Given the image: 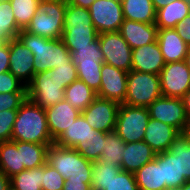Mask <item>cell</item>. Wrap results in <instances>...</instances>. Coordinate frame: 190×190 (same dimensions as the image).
<instances>
[{
    "instance_id": "1",
    "label": "cell",
    "mask_w": 190,
    "mask_h": 190,
    "mask_svg": "<svg viewBox=\"0 0 190 190\" xmlns=\"http://www.w3.org/2000/svg\"><path fill=\"white\" fill-rule=\"evenodd\" d=\"M11 141L53 144L45 109L26 99L17 110Z\"/></svg>"
},
{
    "instance_id": "2",
    "label": "cell",
    "mask_w": 190,
    "mask_h": 190,
    "mask_svg": "<svg viewBox=\"0 0 190 190\" xmlns=\"http://www.w3.org/2000/svg\"><path fill=\"white\" fill-rule=\"evenodd\" d=\"M34 57V74L71 63V53L61 39H48L21 30L17 37Z\"/></svg>"
},
{
    "instance_id": "3",
    "label": "cell",
    "mask_w": 190,
    "mask_h": 190,
    "mask_svg": "<svg viewBox=\"0 0 190 190\" xmlns=\"http://www.w3.org/2000/svg\"><path fill=\"white\" fill-rule=\"evenodd\" d=\"M97 37L89 9L67 2L61 38L67 49L90 47Z\"/></svg>"
},
{
    "instance_id": "4",
    "label": "cell",
    "mask_w": 190,
    "mask_h": 190,
    "mask_svg": "<svg viewBox=\"0 0 190 190\" xmlns=\"http://www.w3.org/2000/svg\"><path fill=\"white\" fill-rule=\"evenodd\" d=\"M47 164L55 168L66 180L92 183L93 162L86 160L74 148L53 143L47 152Z\"/></svg>"
},
{
    "instance_id": "5",
    "label": "cell",
    "mask_w": 190,
    "mask_h": 190,
    "mask_svg": "<svg viewBox=\"0 0 190 190\" xmlns=\"http://www.w3.org/2000/svg\"><path fill=\"white\" fill-rule=\"evenodd\" d=\"M67 0H41L25 31L48 39H61Z\"/></svg>"
},
{
    "instance_id": "6",
    "label": "cell",
    "mask_w": 190,
    "mask_h": 190,
    "mask_svg": "<svg viewBox=\"0 0 190 190\" xmlns=\"http://www.w3.org/2000/svg\"><path fill=\"white\" fill-rule=\"evenodd\" d=\"M69 51L78 79L97 92L101 86V66L104 63L99 37L91 42L90 47L71 48Z\"/></svg>"
},
{
    "instance_id": "7",
    "label": "cell",
    "mask_w": 190,
    "mask_h": 190,
    "mask_svg": "<svg viewBox=\"0 0 190 190\" xmlns=\"http://www.w3.org/2000/svg\"><path fill=\"white\" fill-rule=\"evenodd\" d=\"M162 96L160 76L135 70L128 72L127 91L123 104L148 107Z\"/></svg>"
},
{
    "instance_id": "8",
    "label": "cell",
    "mask_w": 190,
    "mask_h": 190,
    "mask_svg": "<svg viewBox=\"0 0 190 190\" xmlns=\"http://www.w3.org/2000/svg\"><path fill=\"white\" fill-rule=\"evenodd\" d=\"M149 118L147 107L120 104L114 131L125 143L143 141Z\"/></svg>"
},
{
    "instance_id": "9",
    "label": "cell",
    "mask_w": 190,
    "mask_h": 190,
    "mask_svg": "<svg viewBox=\"0 0 190 190\" xmlns=\"http://www.w3.org/2000/svg\"><path fill=\"white\" fill-rule=\"evenodd\" d=\"M65 87L51 70L34 74L32 81L27 85V99L42 108L56 105L64 100Z\"/></svg>"
},
{
    "instance_id": "10",
    "label": "cell",
    "mask_w": 190,
    "mask_h": 190,
    "mask_svg": "<svg viewBox=\"0 0 190 190\" xmlns=\"http://www.w3.org/2000/svg\"><path fill=\"white\" fill-rule=\"evenodd\" d=\"M149 116L176 128L180 133H187L190 121L186 115L182 98L160 96L148 107Z\"/></svg>"
},
{
    "instance_id": "11",
    "label": "cell",
    "mask_w": 190,
    "mask_h": 190,
    "mask_svg": "<svg viewBox=\"0 0 190 190\" xmlns=\"http://www.w3.org/2000/svg\"><path fill=\"white\" fill-rule=\"evenodd\" d=\"M98 37L104 63L129 72L132 67V48L121 33L119 31L104 32L98 34Z\"/></svg>"
},
{
    "instance_id": "12",
    "label": "cell",
    "mask_w": 190,
    "mask_h": 190,
    "mask_svg": "<svg viewBox=\"0 0 190 190\" xmlns=\"http://www.w3.org/2000/svg\"><path fill=\"white\" fill-rule=\"evenodd\" d=\"M88 9L98 34L120 30L124 21L121 0H95Z\"/></svg>"
},
{
    "instance_id": "13",
    "label": "cell",
    "mask_w": 190,
    "mask_h": 190,
    "mask_svg": "<svg viewBox=\"0 0 190 190\" xmlns=\"http://www.w3.org/2000/svg\"><path fill=\"white\" fill-rule=\"evenodd\" d=\"M159 76L163 96L182 98L190 90V71L185 61L165 64Z\"/></svg>"
},
{
    "instance_id": "14",
    "label": "cell",
    "mask_w": 190,
    "mask_h": 190,
    "mask_svg": "<svg viewBox=\"0 0 190 190\" xmlns=\"http://www.w3.org/2000/svg\"><path fill=\"white\" fill-rule=\"evenodd\" d=\"M120 104L101 97H96L81 114L93 129L101 132H113Z\"/></svg>"
},
{
    "instance_id": "15",
    "label": "cell",
    "mask_w": 190,
    "mask_h": 190,
    "mask_svg": "<svg viewBox=\"0 0 190 190\" xmlns=\"http://www.w3.org/2000/svg\"><path fill=\"white\" fill-rule=\"evenodd\" d=\"M128 72L103 63L101 66V86L98 97L123 104L127 91Z\"/></svg>"
},
{
    "instance_id": "16",
    "label": "cell",
    "mask_w": 190,
    "mask_h": 190,
    "mask_svg": "<svg viewBox=\"0 0 190 190\" xmlns=\"http://www.w3.org/2000/svg\"><path fill=\"white\" fill-rule=\"evenodd\" d=\"M34 57L32 51L17 38L10 41L9 72L26 86L34 76Z\"/></svg>"
},
{
    "instance_id": "17",
    "label": "cell",
    "mask_w": 190,
    "mask_h": 190,
    "mask_svg": "<svg viewBox=\"0 0 190 190\" xmlns=\"http://www.w3.org/2000/svg\"><path fill=\"white\" fill-rule=\"evenodd\" d=\"M45 112L48 129L54 142L81 114L78 109L72 107L65 99L59 101L56 105L45 108Z\"/></svg>"
},
{
    "instance_id": "18",
    "label": "cell",
    "mask_w": 190,
    "mask_h": 190,
    "mask_svg": "<svg viewBox=\"0 0 190 190\" xmlns=\"http://www.w3.org/2000/svg\"><path fill=\"white\" fill-rule=\"evenodd\" d=\"M165 64L157 41L132 49L131 70L159 75Z\"/></svg>"
},
{
    "instance_id": "19",
    "label": "cell",
    "mask_w": 190,
    "mask_h": 190,
    "mask_svg": "<svg viewBox=\"0 0 190 190\" xmlns=\"http://www.w3.org/2000/svg\"><path fill=\"white\" fill-rule=\"evenodd\" d=\"M179 134L180 132L173 126L149 118L143 141L158 154L169 150Z\"/></svg>"
},
{
    "instance_id": "20",
    "label": "cell",
    "mask_w": 190,
    "mask_h": 190,
    "mask_svg": "<svg viewBox=\"0 0 190 190\" xmlns=\"http://www.w3.org/2000/svg\"><path fill=\"white\" fill-rule=\"evenodd\" d=\"M119 32L128 45L135 49L157 41L158 28L155 23L124 19Z\"/></svg>"
},
{
    "instance_id": "21",
    "label": "cell",
    "mask_w": 190,
    "mask_h": 190,
    "mask_svg": "<svg viewBox=\"0 0 190 190\" xmlns=\"http://www.w3.org/2000/svg\"><path fill=\"white\" fill-rule=\"evenodd\" d=\"M157 42L166 64L185 60L189 46L175 28L158 29Z\"/></svg>"
},
{
    "instance_id": "22",
    "label": "cell",
    "mask_w": 190,
    "mask_h": 190,
    "mask_svg": "<svg viewBox=\"0 0 190 190\" xmlns=\"http://www.w3.org/2000/svg\"><path fill=\"white\" fill-rule=\"evenodd\" d=\"M156 154L145 141L125 143L122 153V171L135 173L142 166L154 160Z\"/></svg>"
},
{
    "instance_id": "23",
    "label": "cell",
    "mask_w": 190,
    "mask_h": 190,
    "mask_svg": "<svg viewBox=\"0 0 190 190\" xmlns=\"http://www.w3.org/2000/svg\"><path fill=\"white\" fill-rule=\"evenodd\" d=\"M139 190H167L162 183V152L156 154L154 160L142 166L135 173Z\"/></svg>"
},
{
    "instance_id": "24",
    "label": "cell",
    "mask_w": 190,
    "mask_h": 190,
    "mask_svg": "<svg viewBox=\"0 0 190 190\" xmlns=\"http://www.w3.org/2000/svg\"><path fill=\"white\" fill-rule=\"evenodd\" d=\"M190 14V0H175L156 10L155 25L158 29L175 28Z\"/></svg>"
},
{
    "instance_id": "25",
    "label": "cell",
    "mask_w": 190,
    "mask_h": 190,
    "mask_svg": "<svg viewBox=\"0 0 190 190\" xmlns=\"http://www.w3.org/2000/svg\"><path fill=\"white\" fill-rule=\"evenodd\" d=\"M95 131L80 114L54 143L61 147L75 148L79 143L89 140Z\"/></svg>"
},
{
    "instance_id": "26",
    "label": "cell",
    "mask_w": 190,
    "mask_h": 190,
    "mask_svg": "<svg viewBox=\"0 0 190 190\" xmlns=\"http://www.w3.org/2000/svg\"><path fill=\"white\" fill-rule=\"evenodd\" d=\"M23 170L25 166H21V142H0V172L10 178Z\"/></svg>"
},
{
    "instance_id": "27",
    "label": "cell",
    "mask_w": 190,
    "mask_h": 190,
    "mask_svg": "<svg viewBox=\"0 0 190 190\" xmlns=\"http://www.w3.org/2000/svg\"><path fill=\"white\" fill-rule=\"evenodd\" d=\"M124 19L141 23H155L156 10L152 0H121Z\"/></svg>"
},
{
    "instance_id": "28",
    "label": "cell",
    "mask_w": 190,
    "mask_h": 190,
    "mask_svg": "<svg viewBox=\"0 0 190 190\" xmlns=\"http://www.w3.org/2000/svg\"><path fill=\"white\" fill-rule=\"evenodd\" d=\"M96 97L97 93L79 79L72 82L64 91V99L80 112L84 111Z\"/></svg>"
},
{
    "instance_id": "29",
    "label": "cell",
    "mask_w": 190,
    "mask_h": 190,
    "mask_svg": "<svg viewBox=\"0 0 190 190\" xmlns=\"http://www.w3.org/2000/svg\"><path fill=\"white\" fill-rule=\"evenodd\" d=\"M178 159L179 178L190 181V135L180 133L168 150Z\"/></svg>"
},
{
    "instance_id": "30",
    "label": "cell",
    "mask_w": 190,
    "mask_h": 190,
    "mask_svg": "<svg viewBox=\"0 0 190 190\" xmlns=\"http://www.w3.org/2000/svg\"><path fill=\"white\" fill-rule=\"evenodd\" d=\"M52 144L21 142V166L25 169H35L47 161V152Z\"/></svg>"
},
{
    "instance_id": "31",
    "label": "cell",
    "mask_w": 190,
    "mask_h": 190,
    "mask_svg": "<svg viewBox=\"0 0 190 190\" xmlns=\"http://www.w3.org/2000/svg\"><path fill=\"white\" fill-rule=\"evenodd\" d=\"M102 149L99 159L102 163L121 167L125 141L115 131L105 134V142Z\"/></svg>"
},
{
    "instance_id": "32",
    "label": "cell",
    "mask_w": 190,
    "mask_h": 190,
    "mask_svg": "<svg viewBox=\"0 0 190 190\" xmlns=\"http://www.w3.org/2000/svg\"><path fill=\"white\" fill-rule=\"evenodd\" d=\"M20 31L10 1H0V42L9 43L12 39H17Z\"/></svg>"
},
{
    "instance_id": "33",
    "label": "cell",
    "mask_w": 190,
    "mask_h": 190,
    "mask_svg": "<svg viewBox=\"0 0 190 190\" xmlns=\"http://www.w3.org/2000/svg\"><path fill=\"white\" fill-rule=\"evenodd\" d=\"M44 165L35 169H25L10 177L12 190H42Z\"/></svg>"
},
{
    "instance_id": "34",
    "label": "cell",
    "mask_w": 190,
    "mask_h": 190,
    "mask_svg": "<svg viewBox=\"0 0 190 190\" xmlns=\"http://www.w3.org/2000/svg\"><path fill=\"white\" fill-rule=\"evenodd\" d=\"M187 180L179 178L178 159L168 150L162 152V183L167 188H180Z\"/></svg>"
},
{
    "instance_id": "35",
    "label": "cell",
    "mask_w": 190,
    "mask_h": 190,
    "mask_svg": "<svg viewBox=\"0 0 190 190\" xmlns=\"http://www.w3.org/2000/svg\"><path fill=\"white\" fill-rule=\"evenodd\" d=\"M13 14L15 16V21L17 26L21 30L25 28L30 23L33 16L38 11V5L41 0H9Z\"/></svg>"
},
{
    "instance_id": "36",
    "label": "cell",
    "mask_w": 190,
    "mask_h": 190,
    "mask_svg": "<svg viewBox=\"0 0 190 190\" xmlns=\"http://www.w3.org/2000/svg\"><path fill=\"white\" fill-rule=\"evenodd\" d=\"M121 171L122 168L117 165L102 163L100 160L93 162L92 190H105L106 185Z\"/></svg>"
},
{
    "instance_id": "37",
    "label": "cell",
    "mask_w": 190,
    "mask_h": 190,
    "mask_svg": "<svg viewBox=\"0 0 190 190\" xmlns=\"http://www.w3.org/2000/svg\"><path fill=\"white\" fill-rule=\"evenodd\" d=\"M105 134L106 132L96 130L95 134L89 140L79 143L74 149L86 160L96 162L100 159L103 150Z\"/></svg>"
},
{
    "instance_id": "38",
    "label": "cell",
    "mask_w": 190,
    "mask_h": 190,
    "mask_svg": "<svg viewBox=\"0 0 190 190\" xmlns=\"http://www.w3.org/2000/svg\"><path fill=\"white\" fill-rule=\"evenodd\" d=\"M64 177L49 164H44L42 173V190H62L64 186Z\"/></svg>"
},
{
    "instance_id": "39",
    "label": "cell",
    "mask_w": 190,
    "mask_h": 190,
    "mask_svg": "<svg viewBox=\"0 0 190 190\" xmlns=\"http://www.w3.org/2000/svg\"><path fill=\"white\" fill-rule=\"evenodd\" d=\"M105 190H139V188L134 173L121 171L106 185Z\"/></svg>"
},
{
    "instance_id": "40",
    "label": "cell",
    "mask_w": 190,
    "mask_h": 190,
    "mask_svg": "<svg viewBox=\"0 0 190 190\" xmlns=\"http://www.w3.org/2000/svg\"><path fill=\"white\" fill-rule=\"evenodd\" d=\"M50 70L52 71L54 78L62 83L65 88L78 79L76 66L72 62L61 64Z\"/></svg>"
},
{
    "instance_id": "41",
    "label": "cell",
    "mask_w": 190,
    "mask_h": 190,
    "mask_svg": "<svg viewBox=\"0 0 190 190\" xmlns=\"http://www.w3.org/2000/svg\"><path fill=\"white\" fill-rule=\"evenodd\" d=\"M17 110L0 111V142L11 141Z\"/></svg>"
},
{
    "instance_id": "42",
    "label": "cell",
    "mask_w": 190,
    "mask_h": 190,
    "mask_svg": "<svg viewBox=\"0 0 190 190\" xmlns=\"http://www.w3.org/2000/svg\"><path fill=\"white\" fill-rule=\"evenodd\" d=\"M26 99L27 92L0 93V111L18 110Z\"/></svg>"
},
{
    "instance_id": "43",
    "label": "cell",
    "mask_w": 190,
    "mask_h": 190,
    "mask_svg": "<svg viewBox=\"0 0 190 190\" xmlns=\"http://www.w3.org/2000/svg\"><path fill=\"white\" fill-rule=\"evenodd\" d=\"M27 92V86L7 71L0 74V93Z\"/></svg>"
},
{
    "instance_id": "44",
    "label": "cell",
    "mask_w": 190,
    "mask_h": 190,
    "mask_svg": "<svg viewBox=\"0 0 190 190\" xmlns=\"http://www.w3.org/2000/svg\"><path fill=\"white\" fill-rule=\"evenodd\" d=\"M175 29L184 42L190 46V14L179 22Z\"/></svg>"
},
{
    "instance_id": "45",
    "label": "cell",
    "mask_w": 190,
    "mask_h": 190,
    "mask_svg": "<svg viewBox=\"0 0 190 190\" xmlns=\"http://www.w3.org/2000/svg\"><path fill=\"white\" fill-rule=\"evenodd\" d=\"M10 42L0 44V74L9 71Z\"/></svg>"
},
{
    "instance_id": "46",
    "label": "cell",
    "mask_w": 190,
    "mask_h": 190,
    "mask_svg": "<svg viewBox=\"0 0 190 190\" xmlns=\"http://www.w3.org/2000/svg\"><path fill=\"white\" fill-rule=\"evenodd\" d=\"M92 183L77 180H66L62 190H92Z\"/></svg>"
},
{
    "instance_id": "47",
    "label": "cell",
    "mask_w": 190,
    "mask_h": 190,
    "mask_svg": "<svg viewBox=\"0 0 190 190\" xmlns=\"http://www.w3.org/2000/svg\"><path fill=\"white\" fill-rule=\"evenodd\" d=\"M95 0H67L69 4L77 7L89 8Z\"/></svg>"
},
{
    "instance_id": "48",
    "label": "cell",
    "mask_w": 190,
    "mask_h": 190,
    "mask_svg": "<svg viewBox=\"0 0 190 190\" xmlns=\"http://www.w3.org/2000/svg\"><path fill=\"white\" fill-rule=\"evenodd\" d=\"M183 103H184V107H185V111H186V115L190 121V90H188L184 96L182 97Z\"/></svg>"
},
{
    "instance_id": "49",
    "label": "cell",
    "mask_w": 190,
    "mask_h": 190,
    "mask_svg": "<svg viewBox=\"0 0 190 190\" xmlns=\"http://www.w3.org/2000/svg\"><path fill=\"white\" fill-rule=\"evenodd\" d=\"M10 189V178L5 174L0 172V190H9Z\"/></svg>"
},
{
    "instance_id": "50",
    "label": "cell",
    "mask_w": 190,
    "mask_h": 190,
    "mask_svg": "<svg viewBox=\"0 0 190 190\" xmlns=\"http://www.w3.org/2000/svg\"><path fill=\"white\" fill-rule=\"evenodd\" d=\"M175 0H152L155 10L163 8L166 4L171 3Z\"/></svg>"
},
{
    "instance_id": "51",
    "label": "cell",
    "mask_w": 190,
    "mask_h": 190,
    "mask_svg": "<svg viewBox=\"0 0 190 190\" xmlns=\"http://www.w3.org/2000/svg\"><path fill=\"white\" fill-rule=\"evenodd\" d=\"M185 63L190 71V46L188 47V50H187V53H186V56H185Z\"/></svg>"
},
{
    "instance_id": "52",
    "label": "cell",
    "mask_w": 190,
    "mask_h": 190,
    "mask_svg": "<svg viewBox=\"0 0 190 190\" xmlns=\"http://www.w3.org/2000/svg\"><path fill=\"white\" fill-rule=\"evenodd\" d=\"M181 190H190V181L185 182L181 187Z\"/></svg>"
},
{
    "instance_id": "53",
    "label": "cell",
    "mask_w": 190,
    "mask_h": 190,
    "mask_svg": "<svg viewBox=\"0 0 190 190\" xmlns=\"http://www.w3.org/2000/svg\"><path fill=\"white\" fill-rule=\"evenodd\" d=\"M167 190H181L180 188H168Z\"/></svg>"
}]
</instances>
